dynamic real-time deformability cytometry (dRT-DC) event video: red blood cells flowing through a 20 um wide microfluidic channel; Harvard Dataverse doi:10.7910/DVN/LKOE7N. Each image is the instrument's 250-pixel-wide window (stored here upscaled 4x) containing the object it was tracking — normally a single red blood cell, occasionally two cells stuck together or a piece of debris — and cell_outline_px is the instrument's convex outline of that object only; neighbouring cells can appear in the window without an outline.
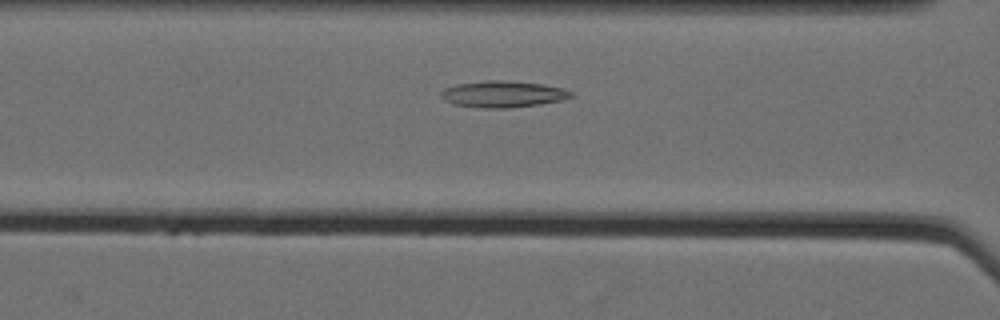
{"species": "Egyptian fruit bat (a non-hibernating species)", "species_latin": "Rousettus aegyptiacus", "temperature_condition": "cold", "stored_images_in_passage": 34, "camera_frame_rate_fps": 3000, "um_per_image_px": 0.085, "animal": {"sex": "female"}, "frame": {"image": 1, "passage_image": 16, "time_ms": 5.0, "image_size_px": [1000, 320], "cell_outline_px": [[572, 96], [560, 100], [540, 104], [508, 108], [476, 108], [452, 104], [444, 100], [440, 96], [440, 92], [444, 88], [456, 84], [488, 80], [500, 80], [544, 84], [564, 88], [572, 92]], "centroid_in_image_um": [42.7, 8.0], "position_along_channel_um": 123.9, "area_um2": 20.17}}
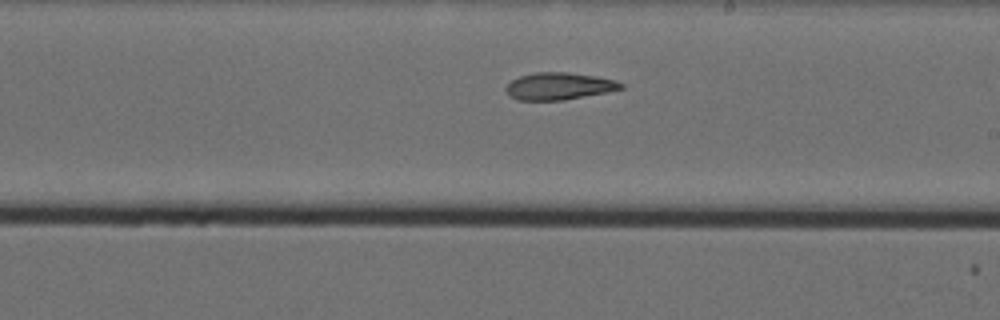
{"frame": {"image": 2, "passage_image": 26, "time_ms": 8.333, "image_size_px": [1000, 320], "cell_outline_px": [[624, 88], [608, 92], [564, 100], [516, 100], [508, 96], [504, 88], [512, 80], [520, 76], [536, 72], [568, 72], [596, 76], [616, 80], [624, 84]], "centroid_in_image_um": [47.51, 7.33], "position_along_channel_um": 241.5, "area_um2": 18.38}}
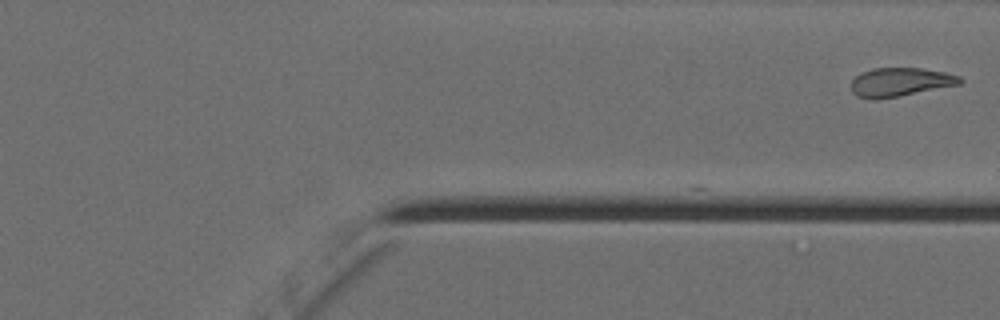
{"frame": {"image": 3, "passage_image": 34, "time_ms": 11.0, "image_size_px": [1000, 320], "cell_outline_px": [[964, 80], [960, 84], [900, 96], [876, 100], [872, 100], [856, 96], [852, 92], [852, 80], [860, 72], [872, 68], [920, 68], [944, 72], [960, 76]], "centroid_in_image_um": [76.49, 6.98], "position_along_channel_um": 334.9, "area_um2": 18.32}}